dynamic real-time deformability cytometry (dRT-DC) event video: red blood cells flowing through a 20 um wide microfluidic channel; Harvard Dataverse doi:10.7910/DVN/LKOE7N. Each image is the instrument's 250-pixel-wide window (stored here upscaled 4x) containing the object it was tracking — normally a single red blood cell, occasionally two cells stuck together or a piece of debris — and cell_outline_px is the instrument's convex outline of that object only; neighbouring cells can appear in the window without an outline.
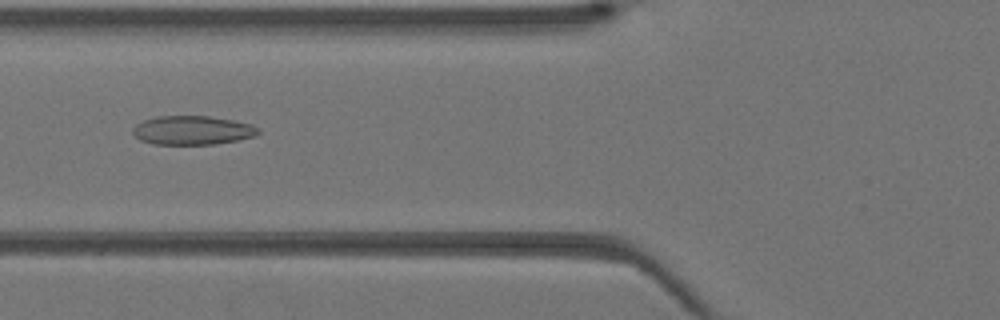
{"species": "Egyptian fruit bat (a non-hibernating species)", "species_latin": "Rousettus aegyptiacus", "temperature_condition": "warm", "stored_images_in_passage": 43, "camera_frame_rate_fps": 3000, "um_per_image_px": 0.085, "animal": {"sex": "female"}, "frame": {"image": 1, "passage_image": 17, "time_ms": 5.333, "image_size_px": [1000, 320], "cell_outline_px": [[260, 132], [256, 136], [216, 144], [152, 144], [140, 140], [132, 132], [132, 128], [136, 124], [144, 120], [156, 116], [208, 116], [232, 120], [252, 124], [260, 128]], "centroid_in_image_um": [16.36, 11.07], "position_along_channel_um": 109.4, "area_um2": 21.21}}
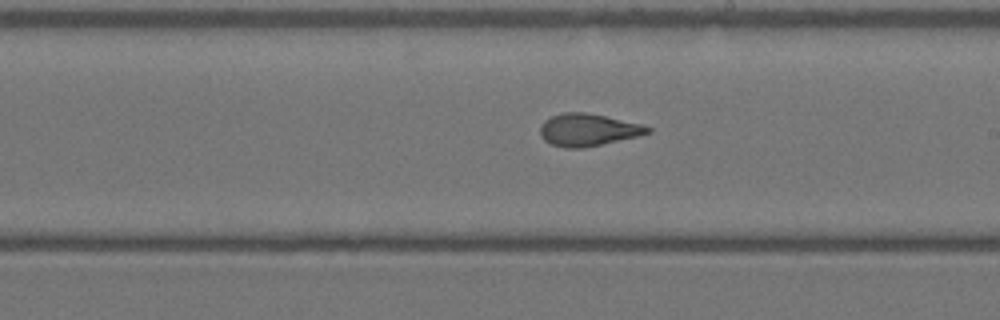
{"frame": {"image": 2, "passage_image": 25, "time_ms": 8.0, "image_size_px": [1000, 320], "cell_outline_px": [[652, 132], [640, 136], [580, 148], [564, 148], [552, 144], [544, 140], [540, 136], [540, 124], [544, 120], [552, 116], [564, 112], [584, 112], [644, 124], [652, 128]], "centroid_in_image_um": [49.99, 11.03], "position_along_channel_um": 239.0, "area_um2": 20.29}}
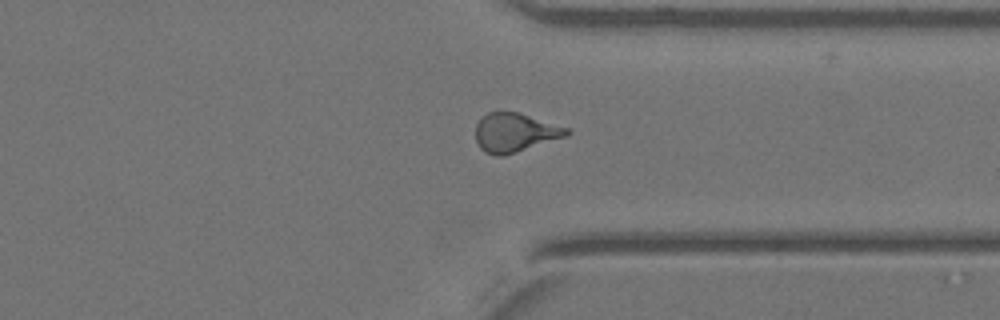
{"frame": {"image": 3, "passage_image": 33, "time_ms": 10.667, "image_size_px": [1000, 320], "cell_outline_px": [[572, 132], [568, 136], [504, 156], [496, 156], [484, 152], [480, 148], [476, 140], [476, 124], [488, 112], [520, 112], [568, 128]], "centroid_in_image_um": [43.79, 11.28], "position_along_channel_um": 367.6, "area_um2": 20.75}}